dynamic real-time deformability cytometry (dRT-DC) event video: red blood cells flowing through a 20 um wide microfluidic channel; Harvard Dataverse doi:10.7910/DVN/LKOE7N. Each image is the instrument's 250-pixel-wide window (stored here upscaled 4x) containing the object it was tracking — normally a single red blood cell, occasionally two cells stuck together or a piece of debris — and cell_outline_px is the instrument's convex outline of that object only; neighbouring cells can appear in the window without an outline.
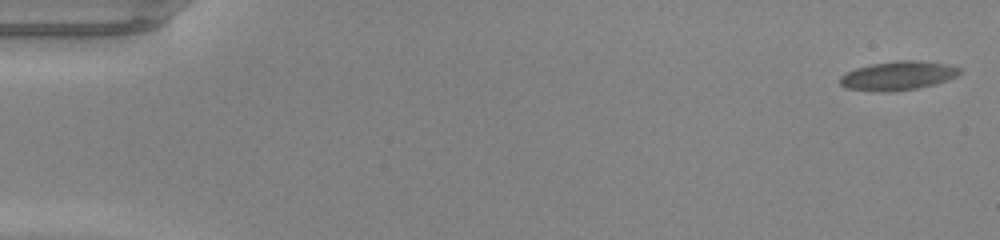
{"species": "common noctule bat (a hibernating species)", "species_latin": "Nyctalus noctula", "temperature_condition": "warm", "stored_images_in_passage": 49, "camera_frame_rate_fps": 3000, "um_per_image_px": 0.085, "animal": {"sex": "male", "body_mass_g": 20.0, "forearm_length_mm": 53.3}, "frame": {"image": 1, "passage_image": 1, "time_ms": 0.0, "image_size_px": [1000, 240], "cell_outline_px": [[960, 72], [956, 76], [948, 80], [936, 84], [916, 88], [892, 92], [880, 92], [844, 88], [840, 84], [840, 76], [856, 68], [872, 64], [896, 60], [916, 60], [948, 64], [960, 68]], "centroid_in_image_um": [76.32, 6.44], "position_along_channel_um": 8.7, "area_um2": 20.23}}
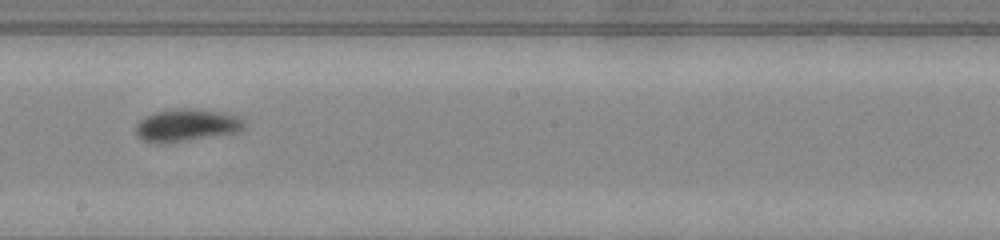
{"frame": {"image": 2, "passage_image": 28, "time_ms": 9.0, "image_size_px": [1000, 240], "cell_outline_px": [[244, 128], [240, 132], [168, 144], [144, 140], [136, 136], [136, 124], [140, 120], [156, 112], [172, 108], [192, 108], [224, 112], [236, 116], [244, 120]], "centroid_in_image_um": [15.88, 10.65], "position_along_channel_um": 232.3, "area_um2": 20.75}}
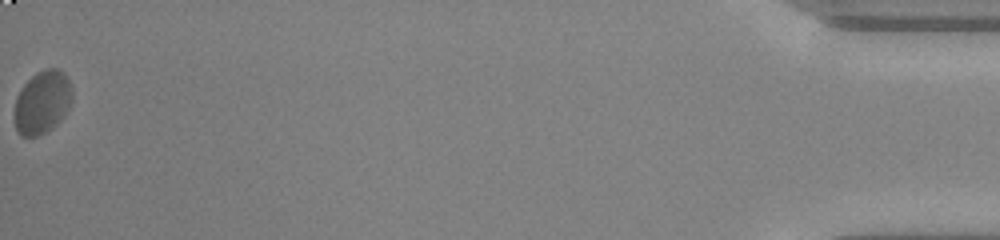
{"frame": {"image": 3, "passage_image": 49, "time_ms": 16.0, "image_size_px": [1000, 240], "cell_outline_px": [[72, 100], [68, 108], [60, 120], [56, 124], [44, 132], [36, 136], [20, 136], [16, 132], [12, 116], [16, 96], [20, 88], [36, 72], [44, 68], [56, 68], [64, 72], [72, 88]], "centroid_in_image_um": [3.54, 8.68], "position_along_channel_um": 431.7, "area_um2": 21.56}, "authors_computed_cell_mechanics": {"area_um2": 19.5942, "velocity_mm_per_s": 4.2277, "shape_relaxation_time_tau1_ms": 4.978, "shape_relaxation_time_tau2_ms": 1.0952, "deformation_change_tau1": 0.1588, "deformation_change_tau2": 0.0461}}